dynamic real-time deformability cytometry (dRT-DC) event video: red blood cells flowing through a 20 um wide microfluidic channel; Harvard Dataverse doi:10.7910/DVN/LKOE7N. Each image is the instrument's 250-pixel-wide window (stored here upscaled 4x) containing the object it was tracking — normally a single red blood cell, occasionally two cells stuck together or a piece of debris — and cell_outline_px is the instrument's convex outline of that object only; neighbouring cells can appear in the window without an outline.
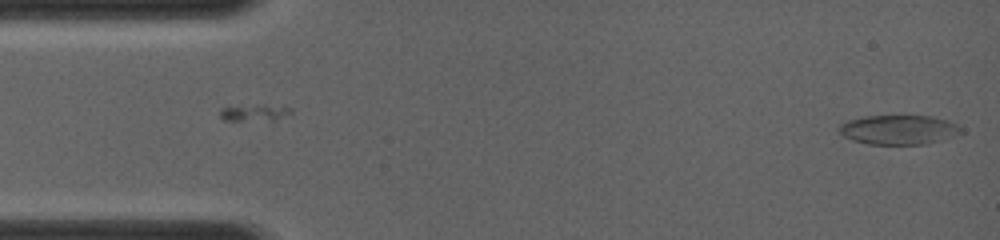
{"species": "common noctule bat (a hibernating species)", "species_latin": "Nyctalus noctula", "temperature_condition": "room temperature", "stored_images_in_passage": 14, "camera_frame_rate_fps": 4000, "um_per_image_px": 0.085, "animal": {"sex": "female", "body_mass_g": 19.0, "forearm_length_mm": 56.7}, "frame": {"image": 1, "passage_image": 14, "time_ms": 2.75, "image_size_px": [1000, 240], "cell_outline_px": [[964, 132], [940, 140], [924, 144], [868, 144], [852, 140], [844, 136], [836, 128], [840, 124], [848, 120], [864, 116], [932, 116], [948, 120], [956, 124]], "centroid_in_image_um": [76.36, 11.02], "position_along_channel_um": 8.6, "area_um2": 20.87}}